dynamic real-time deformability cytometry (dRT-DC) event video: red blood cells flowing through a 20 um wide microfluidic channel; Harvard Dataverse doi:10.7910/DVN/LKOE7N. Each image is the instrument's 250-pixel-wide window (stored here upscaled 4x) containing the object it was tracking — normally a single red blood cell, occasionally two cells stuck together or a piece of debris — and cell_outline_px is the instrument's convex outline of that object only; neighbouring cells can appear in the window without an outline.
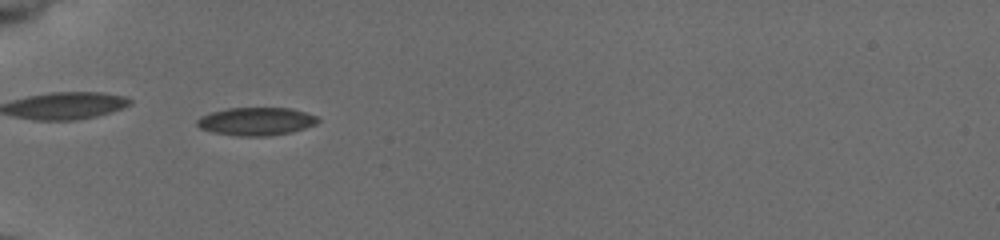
{"species": "common noctule bat (a hibernating species)", "species_latin": "Nyctalus noctula", "temperature_condition": "cold", "stored_images_in_passage": 34, "camera_frame_rate_fps": 3000, "um_per_image_px": 0.085, "animal": {"sex": "female", "body_mass_g": 19.5, "forearm_length_mm": 54.1}, "frame": {"image": 1, "passage_image": 30, "time_ms": 7.0, "image_size_px": [1000, 240], "cell_outline_px": [[320, 120], [316, 124], [292, 132], [268, 136], [236, 136], [212, 132], [200, 128], [196, 124], [196, 120], [200, 116], [212, 112], [228, 108], [292, 108], [316, 116]], "centroid_in_image_um": [21.76, 10.32], "position_along_channel_um": 63.2, "area_um2": 19.77}}